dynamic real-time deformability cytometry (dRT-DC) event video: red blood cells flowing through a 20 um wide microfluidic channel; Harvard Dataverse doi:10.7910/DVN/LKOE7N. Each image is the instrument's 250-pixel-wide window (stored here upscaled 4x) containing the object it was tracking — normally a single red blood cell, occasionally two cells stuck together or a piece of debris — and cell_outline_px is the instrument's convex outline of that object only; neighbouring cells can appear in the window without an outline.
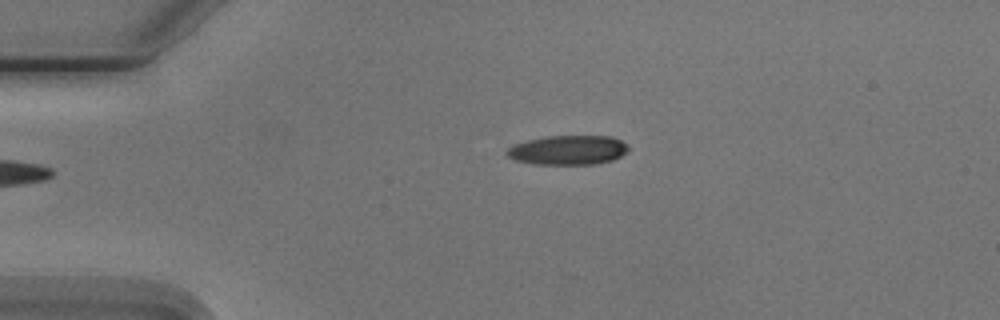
{"species": "Egyptian fruit bat (a non-hibernating species)", "species_latin": "Rousettus aegyptiacus", "temperature_condition": "cold", "stored_images_in_passage": 5, "camera_frame_rate_fps": 3000, "um_per_image_px": 0.085, "animal": {"sex": "male"}, "frame": {"image": 1, "passage_image": 5, "time_ms": 4.667, "image_size_px": [1000, 320], "cell_outline_px": [[628, 152], [612, 160], [596, 164], [532, 164], [516, 160], [508, 156], [504, 152], [512, 144], [528, 140], [548, 136], [612, 136], [628, 144]], "centroid_in_image_um": [48.28, 12.75], "position_along_channel_um": 36.7, "area_um2": 20.92}}